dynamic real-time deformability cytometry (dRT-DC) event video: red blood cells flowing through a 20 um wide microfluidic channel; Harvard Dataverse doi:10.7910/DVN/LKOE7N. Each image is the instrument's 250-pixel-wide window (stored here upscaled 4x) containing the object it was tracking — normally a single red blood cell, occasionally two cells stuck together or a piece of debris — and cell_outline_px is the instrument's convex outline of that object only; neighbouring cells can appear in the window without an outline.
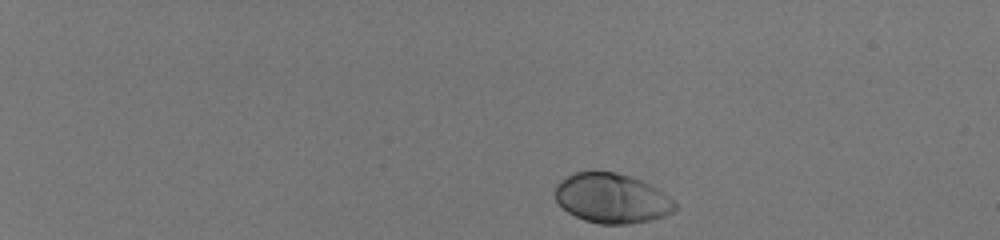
{"species": "human", "species_latin": "Homo sapiens", "temperature_condition": "room temperature", "stored_images_in_passage": 44, "camera_frame_rate_fps": 3000, "um_per_image_px": 0.085, "donor": {"sex": "male"}, "frame": {"image": 1, "passage_image": 1, "time_ms": 0.0, "image_size_px": [1000, 240], "cell_outline_px": [[676, 208], [672, 212], [664, 216], [652, 220], [628, 224], [600, 224], [584, 220], [568, 212], [556, 200], [552, 192], [556, 184], [560, 180], [572, 172], [616, 172], [640, 180], [656, 188], [668, 196], [676, 204]], "centroid_in_image_um": [51.96, 16.86], "position_along_channel_um": 33.0, "area_um2": 34.68}}
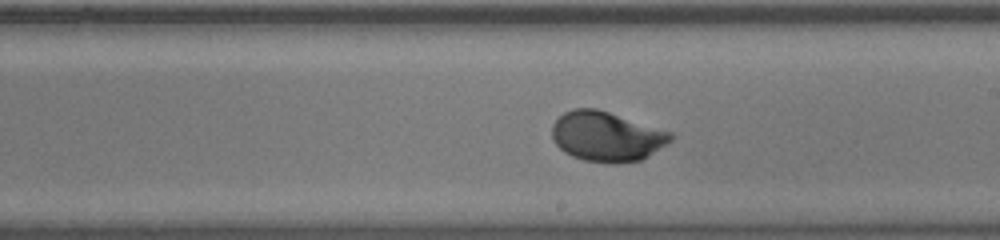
{"frame": {"image": 2, "passage_image": 26, "time_ms": 8.333, "image_size_px": [1000, 240], "cell_outline_px": [[676, 136], [672, 140], [648, 156], [640, 160], [616, 164], [612, 164], [584, 160], [572, 156], [564, 152], [556, 144], [552, 136], [552, 124], [564, 112], [572, 108], [596, 108], [672, 132]], "centroid_in_image_um": [51.56, 11.6], "position_along_channel_um": 237.4, "area_um2": 34.51}}
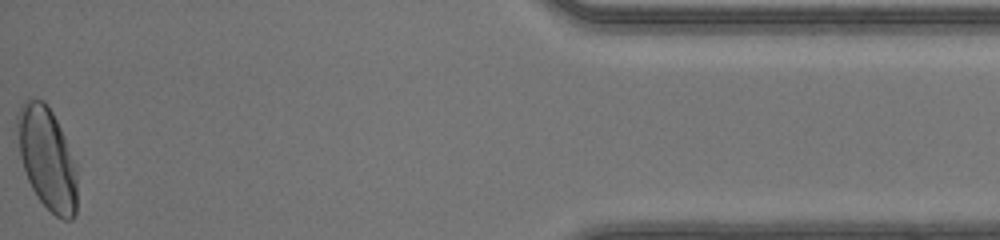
{"frame": {"image": 3, "passage_image": 44, "time_ms": 14.333, "image_size_px": [1000, 240], "cell_outline_px": [[76, 212], [72, 220], [64, 220], [56, 216], [36, 196], [28, 180], [20, 156], [16, 124], [16, 116], [20, 104], [24, 100], [44, 100], [48, 104], [64, 136], [76, 164]], "centroid_in_image_um": [3.99, 13.45], "position_along_channel_um": 431.2, "area_um2": 35.55}, "authors_computed_cell_mechanics": {"area_um2": 33.7263, "velocity_mm_per_s": 4.1455, "shape_relaxation_time_tau1_ms": 2.1323, "shape_relaxation_time_tau2_ms": null, "deformation_change_tau1": 0.143, "deformation_change_tau2": null}}